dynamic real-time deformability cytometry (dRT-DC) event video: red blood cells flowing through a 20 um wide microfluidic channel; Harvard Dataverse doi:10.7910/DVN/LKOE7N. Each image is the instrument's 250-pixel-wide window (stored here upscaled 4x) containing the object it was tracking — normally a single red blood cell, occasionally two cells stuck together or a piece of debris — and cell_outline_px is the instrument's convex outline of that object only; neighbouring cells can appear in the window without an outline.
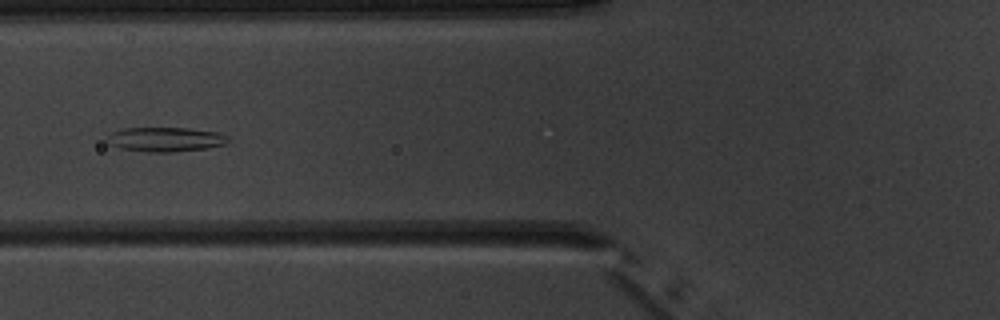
{"species": "common noctule bat (a hibernating species)", "species_latin": "Nyctalus noctula", "temperature_condition": "warm", "stored_images_in_passage": 6, "camera_frame_rate_fps": 3000, "um_per_image_px": 0.085, "animal": {"sex": "male", "body_mass_g": 20.1, "forearm_length_mm": 53.5}, "frame": {"image": 1, "passage_image": 6, "time_ms": 6.667, "image_size_px": [1000, 320], "cell_outline_px": [[232, 140], [224, 144], [208, 148], [172, 152], [148, 152], [120, 148], [108, 144], [104, 140], [112, 132], [124, 128], [188, 128], [220, 132], [228, 136]], "centroid_in_image_um": [14.08, 11.85], "position_along_channel_um": 111.7, "area_um2": 17.46}}